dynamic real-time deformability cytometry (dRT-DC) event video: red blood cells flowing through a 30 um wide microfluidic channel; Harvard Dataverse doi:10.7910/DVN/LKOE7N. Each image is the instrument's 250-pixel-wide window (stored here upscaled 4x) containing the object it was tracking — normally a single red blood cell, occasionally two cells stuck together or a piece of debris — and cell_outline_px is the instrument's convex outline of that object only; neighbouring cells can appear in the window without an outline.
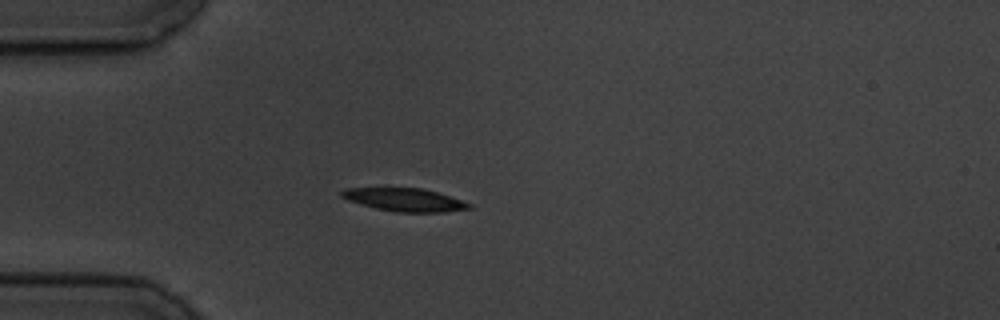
{"species": "common noctule bat (a hibernating species)", "species_latin": "Nyctalus noctula", "temperature_condition": "cold", "stored_images_in_passage": 5, "camera_frame_rate_fps": 3000, "um_per_image_px": 0.085, "animal": {"sex": "male", "body_mass_g": 19.5, "forearm_length_mm": 54.6}, "frame": {"image": 1, "passage_image": 5, "time_ms": 4.667, "image_size_px": [1000, 320], "cell_outline_px": [[472, 208], [444, 212], [396, 212], [376, 208], [348, 200], [340, 196], [340, 192], [344, 188], [420, 188], [436, 192], [472, 204]], "centroid_in_image_um": [34.37, 16.98], "position_along_channel_um": 50.6, "area_um2": 16.88}}